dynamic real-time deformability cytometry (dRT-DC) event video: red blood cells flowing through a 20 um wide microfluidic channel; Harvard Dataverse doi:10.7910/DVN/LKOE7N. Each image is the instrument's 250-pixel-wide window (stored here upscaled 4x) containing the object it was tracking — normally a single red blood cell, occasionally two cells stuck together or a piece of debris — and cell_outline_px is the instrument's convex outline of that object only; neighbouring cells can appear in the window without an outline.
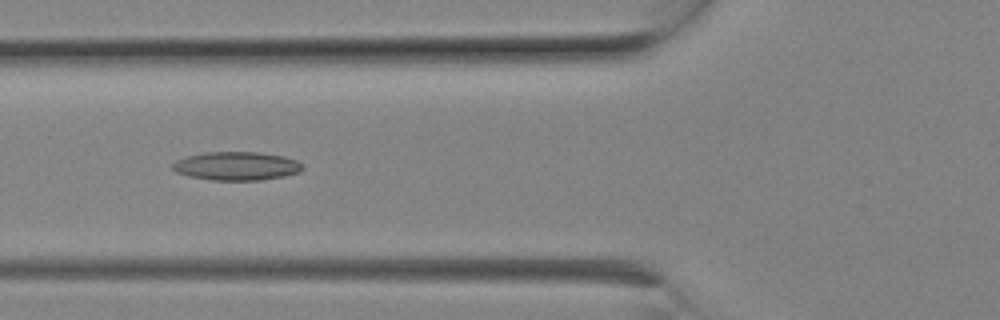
{"species": "Egyptian fruit bat (a non-hibernating species)", "species_latin": "Rousettus aegyptiacus", "temperature_condition": "room temperature", "stored_images_in_passage": 9, "camera_frame_rate_fps": 3000, "um_per_image_px": 0.085, "animal": {"sex": "female"}, "frame": {"image": 1, "passage_image": 8, "time_ms": 2.333, "image_size_px": [1000, 320], "cell_outline_px": [[304, 168], [300, 172], [284, 176], [260, 180], [212, 180], [188, 176], [176, 172], [172, 168], [172, 164], [176, 160], [188, 156], [208, 152], [260, 152], [284, 156], [296, 160], [304, 164]], "centroid_in_image_um": [20.14, 14.11], "position_along_channel_um": 105.7, "area_um2": 21.68}}
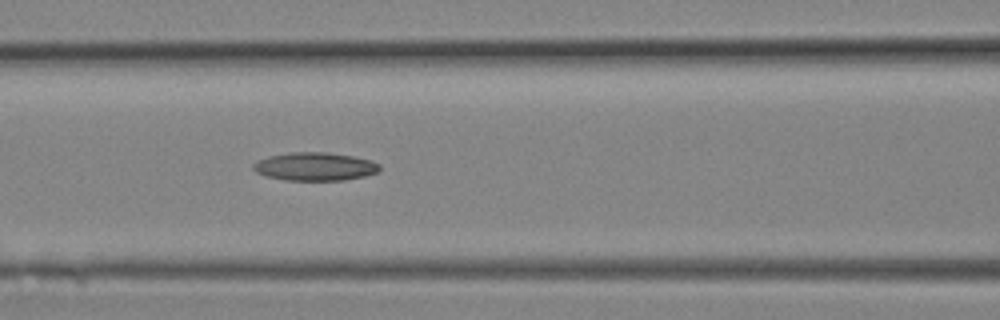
{"frame": {"image": 2, "passage_image": 9, "time_ms": 2.667, "image_size_px": [1000, 320], "cell_outline_px": [[380, 168], [376, 172], [364, 176], [344, 180], [284, 180], [264, 176], [256, 172], [252, 168], [252, 164], [256, 160], [268, 156], [292, 152], [328, 152], [352, 156], [372, 160], [380, 164]], "centroid_in_image_um": [26.73, 14.15], "position_along_channel_um": 139.9, "area_um2": 20.92}}